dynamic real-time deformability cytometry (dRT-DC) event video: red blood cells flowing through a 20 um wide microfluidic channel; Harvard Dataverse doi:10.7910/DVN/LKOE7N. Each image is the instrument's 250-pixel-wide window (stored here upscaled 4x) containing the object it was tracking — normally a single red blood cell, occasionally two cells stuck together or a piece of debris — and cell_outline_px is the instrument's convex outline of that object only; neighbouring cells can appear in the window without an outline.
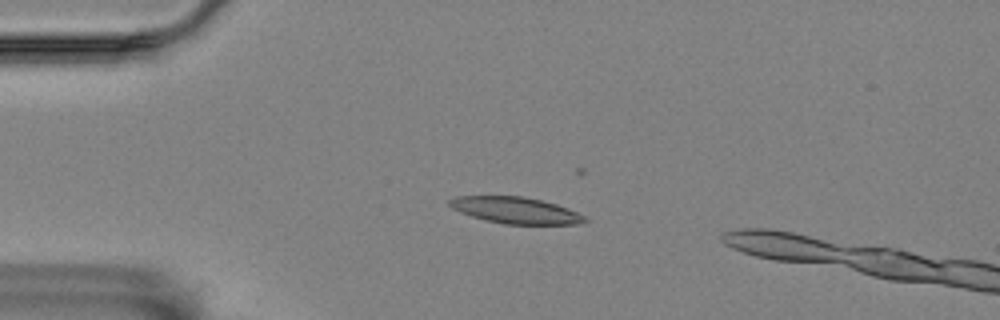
{"species": "Egyptian fruit bat (a non-hibernating species)", "species_latin": "Rousettus aegyptiacus", "temperature_condition": "room temperature", "stored_images_in_passage": 4, "camera_frame_rate_fps": 3000, "um_per_image_px": 0.085, "animal": {"sex": "female"}, "frame": {"image": 1, "passage_image": 3, "time_ms": 0.667, "image_size_px": [1000, 320], "cell_outline_px": [[588, 220], [580, 224], [504, 224], [472, 216], [460, 212], [452, 208], [448, 204], [448, 200], [456, 196], [520, 196], [540, 200], [556, 204], [568, 208], [584, 216]], "centroid_in_image_um": [43.81, 17.87], "position_along_channel_um": 41.2, "area_um2": 20.63}}